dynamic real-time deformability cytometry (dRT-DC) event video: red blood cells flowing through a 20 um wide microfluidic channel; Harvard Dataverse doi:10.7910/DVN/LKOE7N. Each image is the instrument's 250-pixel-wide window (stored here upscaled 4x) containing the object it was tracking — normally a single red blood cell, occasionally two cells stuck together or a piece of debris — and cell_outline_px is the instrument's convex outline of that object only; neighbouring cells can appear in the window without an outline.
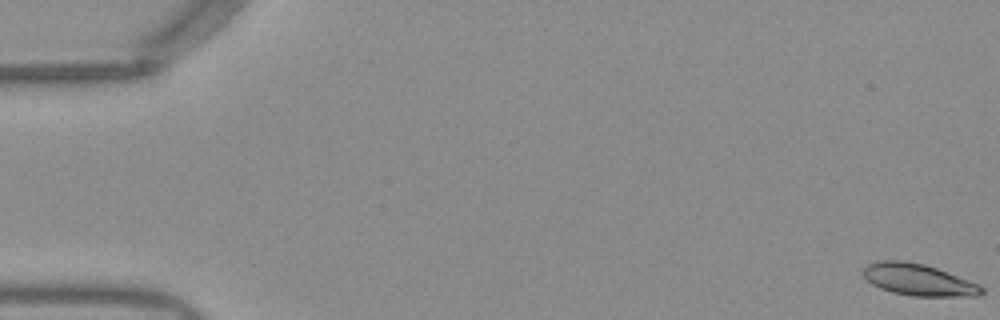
{"species": "Egyptian fruit bat (a non-hibernating species)", "species_latin": "Rousettus aegyptiacus", "temperature_condition": "warm", "stored_images_in_passage": 52, "camera_frame_rate_fps": 3000, "um_per_image_px": 0.085, "frame": {"image": 1, "passage_image": 1, "time_ms": 0.0, "image_size_px": [1000, 320], "cell_outline_px": [[984, 292], [976, 296], [912, 296], [892, 292], [880, 288], [872, 284], [864, 276], [864, 268], [868, 264], [880, 260], [900, 260], [924, 264], [936, 268], [980, 284], [984, 288]], "centroid_in_image_um": [78.09, 23.78], "position_along_channel_um": 6.9, "area_um2": 21.73}}
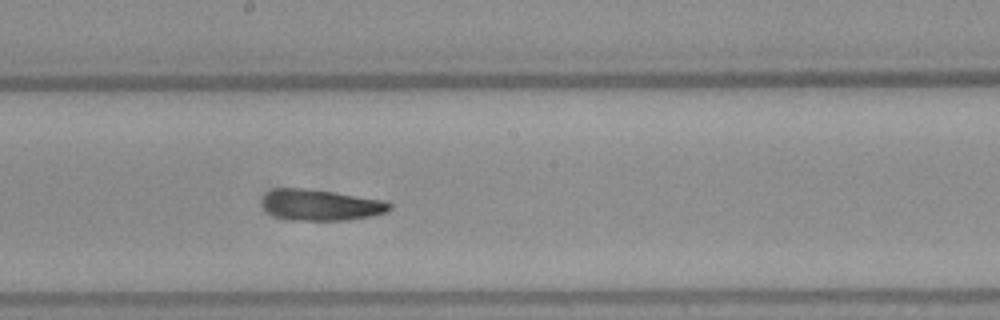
{"frame": {"image": 2, "passage_image": 29, "time_ms": 9.333, "image_size_px": [1000, 320], "cell_outline_px": [[392, 208], [384, 212], [372, 216], [344, 220], [292, 220], [276, 216], [268, 212], [264, 208], [264, 196], [268, 192], [276, 188], [304, 188], [388, 200], [392, 204]], "centroid_in_image_um": [27.32, 17.42], "position_along_channel_um": 220.9, "area_um2": 22.89}}
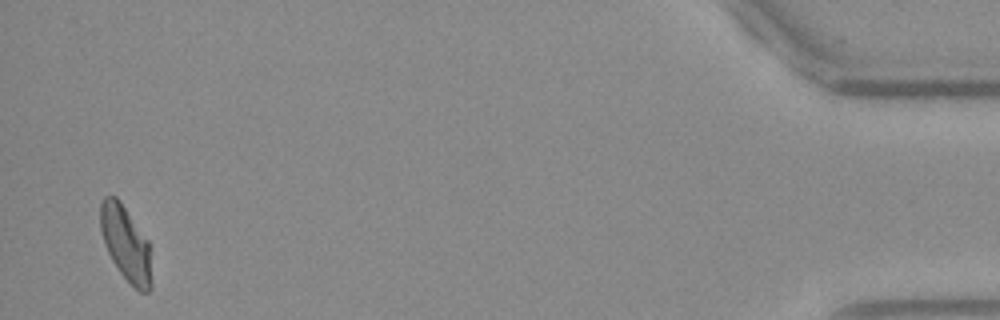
{"frame": {"image": 3, "passage_image": 51, "time_ms": 16.667, "image_size_px": [1000, 320], "cell_outline_px": [[152, 288], [148, 292], [140, 292], [120, 272], [112, 260], [104, 244], [100, 228], [100, 204], [104, 196], [116, 196], [148, 240], [152, 284]], "centroid_in_image_um": [10.68, 20.7], "position_along_channel_um": 424.5, "area_um2": 22.02}, "authors_computed_cell_mechanics": {"area_um2": 22.3397, "velocity_mm_per_s": 3.9309, "shape_relaxation_time_tau1_ms": 7.5891, "shape_relaxation_time_tau2_ms": 1.9723, "deformation_change_tau1": 0.2152, "deformation_change_tau2": 0.0913}}